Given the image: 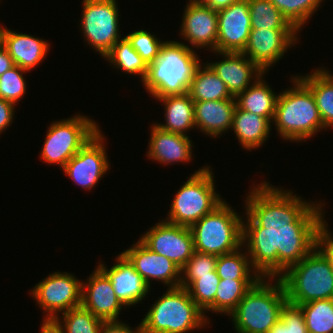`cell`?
I'll return each instance as SVG.
<instances>
[{
	"mask_svg": "<svg viewBox=\"0 0 333 333\" xmlns=\"http://www.w3.org/2000/svg\"><path fill=\"white\" fill-rule=\"evenodd\" d=\"M269 184L262 182L246 197L242 242L255 272L278 278L317 246L326 221L321 203L302 201Z\"/></svg>",
	"mask_w": 333,
	"mask_h": 333,
	"instance_id": "6da1fadb",
	"label": "cell"
},
{
	"mask_svg": "<svg viewBox=\"0 0 333 333\" xmlns=\"http://www.w3.org/2000/svg\"><path fill=\"white\" fill-rule=\"evenodd\" d=\"M200 58L189 45L165 41L158 58L148 65L142 84L153 97L188 93Z\"/></svg>",
	"mask_w": 333,
	"mask_h": 333,
	"instance_id": "7a4b0ae2",
	"label": "cell"
},
{
	"mask_svg": "<svg viewBox=\"0 0 333 333\" xmlns=\"http://www.w3.org/2000/svg\"><path fill=\"white\" fill-rule=\"evenodd\" d=\"M292 78L294 87L277 97L273 121L281 138L301 142L325 127L312 91L297 76Z\"/></svg>",
	"mask_w": 333,
	"mask_h": 333,
	"instance_id": "3957f363",
	"label": "cell"
},
{
	"mask_svg": "<svg viewBox=\"0 0 333 333\" xmlns=\"http://www.w3.org/2000/svg\"><path fill=\"white\" fill-rule=\"evenodd\" d=\"M267 279L261 277L230 313L237 333H267L280 320L285 289L279 278L276 284Z\"/></svg>",
	"mask_w": 333,
	"mask_h": 333,
	"instance_id": "277c9868",
	"label": "cell"
},
{
	"mask_svg": "<svg viewBox=\"0 0 333 333\" xmlns=\"http://www.w3.org/2000/svg\"><path fill=\"white\" fill-rule=\"evenodd\" d=\"M142 319V333H187L206 327L207 316L187 289L168 288Z\"/></svg>",
	"mask_w": 333,
	"mask_h": 333,
	"instance_id": "5b68a950",
	"label": "cell"
},
{
	"mask_svg": "<svg viewBox=\"0 0 333 333\" xmlns=\"http://www.w3.org/2000/svg\"><path fill=\"white\" fill-rule=\"evenodd\" d=\"M278 278L287 301L292 304L333 299V269L328 257L317 246Z\"/></svg>",
	"mask_w": 333,
	"mask_h": 333,
	"instance_id": "8992f818",
	"label": "cell"
},
{
	"mask_svg": "<svg viewBox=\"0 0 333 333\" xmlns=\"http://www.w3.org/2000/svg\"><path fill=\"white\" fill-rule=\"evenodd\" d=\"M194 251L220 256L243 246V220L223 201L190 227Z\"/></svg>",
	"mask_w": 333,
	"mask_h": 333,
	"instance_id": "52a82bcc",
	"label": "cell"
},
{
	"mask_svg": "<svg viewBox=\"0 0 333 333\" xmlns=\"http://www.w3.org/2000/svg\"><path fill=\"white\" fill-rule=\"evenodd\" d=\"M212 172L205 166L189 176L173 198L166 221L191 227L223 202L215 192Z\"/></svg>",
	"mask_w": 333,
	"mask_h": 333,
	"instance_id": "ba28073f",
	"label": "cell"
},
{
	"mask_svg": "<svg viewBox=\"0 0 333 333\" xmlns=\"http://www.w3.org/2000/svg\"><path fill=\"white\" fill-rule=\"evenodd\" d=\"M99 131L97 123L88 116L75 115L69 119L53 121L48 128L40 158L45 163L58 164L63 169Z\"/></svg>",
	"mask_w": 333,
	"mask_h": 333,
	"instance_id": "9c48e42d",
	"label": "cell"
},
{
	"mask_svg": "<svg viewBox=\"0 0 333 333\" xmlns=\"http://www.w3.org/2000/svg\"><path fill=\"white\" fill-rule=\"evenodd\" d=\"M118 9L116 0H83L81 30L102 57L120 40Z\"/></svg>",
	"mask_w": 333,
	"mask_h": 333,
	"instance_id": "30bf717a",
	"label": "cell"
},
{
	"mask_svg": "<svg viewBox=\"0 0 333 333\" xmlns=\"http://www.w3.org/2000/svg\"><path fill=\"white\" fill-rule=\"evenodd\" d=\"M31 293L48 313L46 319H55L59 312L81 306L82 282L67 272H55L39 282Z\"/></svg>",
	"mask_w": 333,
	"mask_h": 333,
	"instance_id": "8fae6325",
	"label": "cell"
},
{
	"mask_svg": "<svg viewBox=\"0 0 333 333\" xmlns=\"http://www.w3.org/2000/svg\"><path fill=\"white\" fill-rule=\"evenodd\" d=\"M140 240L150 250L167 257L180 269L194 253L190 227L173 224L166 220L151 227Z\"/></svg>",
	"mask_w": 333,
	"mask_h": 333,
	"instance_id": "7c38bea8",
	"label": "cell"
},
{
	"mask_svg": "<svg viewBox=\"0 0 333 333\" xmlns=\"http://www.w3.org/2000/svg\"><path fill=\"white\" fill-rule=\"evenodd\" d=\"M104 136L99 131L62 169L76 184L90 190L108 172L110 164L106 156Z\"/></svg>",
	"mask_w": 333,
	"mask_h": 333,
	"instance_id": "4fadbf2b",
	"label": "cell"
},
{
	"mask_svg": "<svg viewBox=\"0 0 333 333\" xmlns=\"http://www.w3.org/2000/svg\"><path fill=\"white\" fill-rule=\"evenodd\" d=\"M297 32V29H251L242 53L266 73L295 44Z\"/></svg>",
	"mask_w": 333,
	"mask_h": 333,
	"instance_id": "5bb4252c",
	"label": "cell"
},
{
	"mask_svg": "<svg viewBox=\"0 0 333 333\" xmlns=\"http://www.w3.org/2000/svg\"><path fill=\"white\" fill-rule=\"evenodd\" d=\"M218 39L216 51L242 52L251 32L248 0H240L217 11Z\"/></svg>",
	"mask_w": 333,
	"mask_h": 333,
	"instance_id": "9a60e30c",
	"label": "cell"
},
{
	"mask_svg": "<svg viewBox=\"0 0 333 333\" xmlns=\"http://www.w3.org/2000/svg\"><path fill=\"white\" fill-rule=\"evenodd\" d=\"M136 271L150 287V280H161L168 288L180 286L181 269L170 259L150 250L140 239L123 251ZM178 277V278H177Z\"/></svg>",
	"mask_w": 333,
	"mask_h": 333,
	"instance_id": "2e32d148",
	"label": "cell"
},
{
	"mask_svg": "<svg viewBox=\"0 0 333 333\" xmlns=\"http://www.w3.org/2000/svg\"><path fill=\"white\" fill-rule=\"evenodd\" d=\"M81 306L104 322L119 321L124 306L115 294L107 275L97 267L87 283L82 282Z\"/></svg>",
	"mask_w": 333,
	"mask_h": 333,
	"instance_id": "e0dca14e",
	"label": "cell"
},
{
	"mask_svg": "<svg viewBox=\"0 0 333 333\" xmlns=\"http://www.w3.org/2000/svg\"><path fill=\"white\" fill-rule=\"evenodd\" d=\"M181 23V35L192 46L216 51L218 39L217 11L206 5L187 4Z\"/></svg>",
	"mask_w": 333,
	"mask_h": 333,
	"instance_id": "ac0fdd59",
	"label": "cell"
},
{
	"mask_svg": "<svg viewBox=\"0 0 333 333\" xmlns=\"http://www.w3.org/2000/svg\"><path fill=\"white\" fill-rule=\"evenodd\" d=\"M115 263L110 269L101 262L98 267L110 279L116 296L125 307L140 303L150 287L122 253Z\"/></svg>",
	"mask_w": 333,
	"mask_h": 333,
	"instance_id": "d6986e66",
	"label": "cell"
},
{
	"mask_svg": "<svg viewBox=\"0 0 333 333\" xmlns=\"http://www.w3.org/2000/svg\"><path fill=\"white\" fill-rule=\"evenodd\" d=\"M216 53L223 55L224 60L210 62L208 65L223 80L233 97L248 88L251 85L250 80L252 82L265 74L242 52L215 51Z\"/></svg>",
	"mask_w": 333,
	"mask_h": 333,
	"instance_id": "ffe728a7",
	"label": "cell"
},
{
	"mask_svg": "<svg viewBox=\"0 0 333 333\" xmlns=\"http://www.w3.org/2000/svg\"><path fill=\"white\" fill-rule=\"evenodd\" d=\"M0 43L7 50L15 65L28 71L45 58L49 43L32 35L13 32L0 26Z\"/></svg>",
	"mask_w": 333,
	"mask_h": 333,
	"instance_id": "44dd1931",
	"label": "cell"
},
{
	"mask_svg": "<svg viewBox=\"0 0 333 333\" xmlns=\"http://www.w3.org/2000/svg\"><path fill=\"white\" fill-rule=\"evenodd\" d=\"M147 156L163 164L187 162L192 158V143L187 135L167 132L152 124Z\"/></svg>",
	"mask_w": 333,
	"mask_h": 333,
	"instance_id": "7402d4cb",
	"label": "cell"
},
{
	"mask_svg": "<svg viewBox=\"0 0 333 333\" xmlns=\"http://www.w3.org/2000/svg\"><path fill=\"white\" fill-rule=\"evenodd\" d=\"M235 108V99L194 101L195 127L217 137L231 129Z\"/></svg>",
	"mask_w": 333,
	"mask_h": 333,
	"instance_id": "603a6c76",
	"label": "cell"
},
{
	"mask_svg": "<svg viewBox=\"0 0 333 333\" xmlns=\"http://www.w3.org/2000/svg\"><path fill=\"white\" fill-rule=\"evenodd\" d=\"M271 123L268 118L239 109L234 111L231 129L234 130L241 146L247 150L262 146L269 133Z\"/></svg>",
	"mask_w": 333,
	"mask_h": 333,
	"instance_id": "cb8c5ba5",
	"label": "cell"
},
{
	"mask_svg": "<svg viewBox=\"0 0 333 333\" xmlns=\"http://www.w3.org/2000/svg\"><path fill=\"white\" fill-rule=\"evenodd\" d=\"M154 98L163 101L165 107L166 124H155L157 127L183 135H187L185 132L195 127L194 101L188 93Z\"/></svg>",
	"mask_w": 333,
	"mask_h": 333,
	"instance_id": "d4e9b609",
	"label": "cell"
},
{
	"mask_svg": "<svg viewBox=\"0 0 333 333\" xmlns=\"http://www.w3.org/2000/svg\"><path fill=\"white\" fill-rule=\"evenodd\" d=\"M262 76L235 97L236 106L239 109L266 117L273 122L278 94H274Z\"/></svg>",
	"mask_w": 333,
	"mask_h": 333,
	"instance_id": "484cf974",
	"label": "cell"
},
{
	"mask_svg": "<svg viewBox=\"0 0 333 333\" xmlns=\"http://www.w3.org/2000/svg\"><path fill=\"white\" fill-rule=\"evenodd\" d=\"M324 68L297 76L311 91L325 129L333 126V76Z\"/></svg>",
	"mask_w": 333,
	"mask_h": 333,
	"instance_id": "4316f807",
	"label": "cell"
},
{
	"mask_svg": "<svg viewBox=\"0 0 333 333\" xmlns=\"http://www.w3.org/2000/svg\"><path fill=\"white\" fill-rule=\"evenodd\" d=\"M201 65L196 68L188 89L193 101L235 99L213 69L207 63L204 68Z\"/></svg>",
	"mask_w": 333,
	"mask_h": 333,
	"instance_id": "83f0119b",
	"label": "cell"
},
{
	"mask_svg": "<svg viewBox=\"0 0 333 333\" xmlns=\"http://www.w3.org/2000/svg\"><path fill=\"white\" fill-rule=\"evenodd\" d=\"M242 248L218 256L216 272L220 279L231 280H259L261 278L252 268L247 252H241ZM254 274L251 275L250 272Z\"/></svg>",
	"mask_w": 333,
	"mask_h": 333,
	"instance_id": "f1b7e54d",
	"label": "cell"
},
{
	"mask_svg": "<svg viewBox=\"0 0 333 333\" xmlns=\"http://www.w3.org/2000/svg\"><path fill=\"white\" fill-rule=\"evenodd\" d=\"M104 58L109 60L113 67L116 66L115 68L129 74L140 75L142 82L147 75L148 66L125 36L114 44Z\"/></svg>",
	"mask_w": 333,
	"mask_h": 333,
	"instance_id": "f546056e",
	"label": "cell"
},
{
	"mask_svg": "<svg viewBox=\"0 0 333 333\" xmlns=\"http://www.w3.org/2000/svg\"><path fill=\"white\" fill-rule=\"evenodd\" d=\"M251 29H296L270 0H248Z\"/></svg>",
	"mask_w": 333,
	"mask_h": 333,
	"instance_id": "4dcf8cb0",
	"label": "cell"
},
{
	"mask_svg": "<svg viewBox=\"0 0 333 333\" xmlns=\"http://www.w3.org/2000/svg\"><path fill=\"white\" fill-rule=\"evenodd\" d=\"M299 306L308 333H333V299L313 300Z\"/></svg>",
	"mask_w": 333,
	"mask_h": 333,
	"instance_id": "1f68e13d",
	"label": "cell"
},
{
	"mask_svg": "<svg viewBox=\"0 0 333 333\" xmlns=\"http://www.w3.org/2000/svg\"><path fill=\"white\" fill-rule=\"evenodd\" d=\"M257 281L220 279L215 293V312L230 315Z\"/></svg>",
	"mask_w": 333,
	"mask_h": 333,
	"instance_id": "d6a6232c",
	"label": "cell"
},
{
	"mask_svg": "<svg viewBox=\"0 0 333 333\" xmlns=\"http://www.w3.org/2000/svg\"><path fill=\"white\" fill-rule=\"evenodd\" d=\"M62 317V321L59 316L55 320L61 325L65 333H99L104 322L82 306L63 312Z\"/></svg>",
	"mask_w": 333,
	"mask_h": 333,
	"instance_id": "836d02e7",
	"label": "cell"
},
{
	"mask_svg": "<svg viewBox=\"0 0 333 333\" xmlns=\"http://www.w3.org/2000/svg\"><path fill=\"white\" fill-rule=\"evenodd\" d=\"M219 282L220 277L215 270L211 274L197 275V280L187 288L191 299L204 312L214 311L215 313V293Z\"/></svg>",
	"mask_w": 333,
	"mask_h": 333,
	"instance_id": "e575fe53",
	"label": "cell"
},
{
	"mask_svg": "<svg viewBox=\"0 0 333 333\" xmlns=\"http://www.w3.org/2000/svg\"><path fill=\"white\" fill-rule=\"evenodd\" d=\"M287 20L298 30L316 12L323 0H270Z\"/></svg>",
	"mask_w": 333,
	"mask_h": 333,
	"instance_id": "d590c367",
	"label": "cell"
},
{
	"mask_svg": "<svg viewBox=\"0 0 333 333\" xmlns=\"http://www.w3.org/2000/svg\"><path fill=\"white\" fill-rule=\"evenodd\" d=\"M217 258L218 256L212 254L194 251L192 257L181 269L180 286L187 289L197 280V275L211 274L215 271Z\"/></svg>",
	"mask_w": 333,
	"mask_h": 333,
	"instance_id": "8d00e7d4",
	"label": "cell"
},
{
	"mask_svg": "<svg viewBox=\"0 0 333 333\" xmlns=\"http://www.w3.org/2000/svg\"><path fill=\"white\" fill-rule=\"evenodd\" d=\"M267 333H308L301 307L287 301L281 310L280 320Z\"/></svg>",
	"mask_w": 333,
	"mask_h": 333,
	"instance_id": "74e56055",
	"label": "cell"
},
{
	"mask_svg": "<svg viewBox=\"0 0 333 333\" xmlns=\"http://www.w3.org/2000/svg\"><path fill=\"white\" fill-rule=\"evenodd\" d=\"M27 70L15 65L0 76V98L16 105L24 96L26 83L23 73Z\"/></svg>",
	"mask_w": 333,
	"mask_h": 333,
	"instance_id": "f35d334b",
	"label": "cell"
},
{
	"mask_svg": "<svg viewBox=\"0 0 333 333\" xmlns=\"http://www.w3.org/2000/svg\"><path fill=\"white\" fill-rule=\"evenodd\" d=\"M125 37L147 66L158 58L160 49L165 43L157 39L154 34L145 30L134 31Z\"/></svg>",
	"mask_w": 333,
	"mask_h": 333,
	"instance_id": "ab89813d",
	"label": "cell"
},
{
	"mask_svg": "<svg viewBox=\"0 0 333 333\" xmlns=\"http://www.w3.org/2000/svg\"><path fill=\"white\" fill-rule=\"evenodd\" d=\"M133 330L131 327L121 321L103 322L99 333H142L141 323Z\"/></svg>",
	"mask_w": 333,
	"mask_h": 333,
	"instance_id": "60d3db41",
	"label": "cell"
},
{
	"mask_svg": "<svg viewBox=\"0 0 333 333\" xmlns=\"http://www.w3.org/2000/svg\"><path fill=\"white\" fill-rule=\"evenodd\" d=\"M327 227L325 224L322 228L317 247L328 257L333 269V237L327 230Z\"/></svg>",
	"mask_w": 333,
	"mask_h": 333,
	"instance_id": "b9f144b4",
	"label": "cell"
},
{
	"mask_svg": "<svg viewBox=\"0 0 333 333\" xmlns=\"http://www.w3.org/2000/svg\"><path fill=\"white\" fill-rule=\"evenodd\" d=\"M14 106L10 101L0 98V133L9 127L14 117Z\"/></svg>",
	"mask_w": 333,
	"mask_h": 333,
	"instance_id": "7bdbcfd3",
	"label": "cell"
},
{
	"mask_svg": "<svg viewBox=\"0 0 333 333\" xmlns=\"http://www.w3.org/2000/svg\"><path fill=\"white\" fill-rule=\"evenodd\" d=\"M15 66L13 59L8 54L7 50L0 43V76Z\"/></svg>",
	"mask_w": 333,
	"mask_h": 333,
	"instance_id": "ee69618b",
	"label": "cell"
},
{
	"mask_svg": "<svg viewBox=\"0 0 333 333\" xmlns=\"http://www.w3.org/2000/svg\"><path fill=\"white\" fill-rule=\"evenodd\" d=\"M41 326V333H65L64 329L55 319H44Z\"/></svg>",
	"mask_w": 333,
	"mask_h": 333,
	"instance_id": "f6af8a7d",
	"label": "cell"
},
{
	"mask_svg": "<svg viewBox=\"0 0 333 333\" xmlns=\"http://www.w3.org/2000/svg\"><path fill=\"white\" fill-rule=\"evenodd\" d=\"M238 1L240 0H211L206 6L218 11L220 9L227 8Z\"/></svg>",
	"mask_w": 333,
	"mask_h": 333,
	"instance_id": "bcb514c9",
	"label": "cell"
},
{
	"mask_svg": "<svg viewBox=\"0 0 333 333\" xmlns=\"http://www.w3.org/2000/svg\"><path fill=\"white\" fill-rule=\"evenodd\" d=\"M211 0H189V3L194 5H207Z\"/></svg>",
	"mask_w": 333,
	"mask_h": 333,
	"instance_id": "7dc6e473",
	"label": "cell"
}]
</instances>
